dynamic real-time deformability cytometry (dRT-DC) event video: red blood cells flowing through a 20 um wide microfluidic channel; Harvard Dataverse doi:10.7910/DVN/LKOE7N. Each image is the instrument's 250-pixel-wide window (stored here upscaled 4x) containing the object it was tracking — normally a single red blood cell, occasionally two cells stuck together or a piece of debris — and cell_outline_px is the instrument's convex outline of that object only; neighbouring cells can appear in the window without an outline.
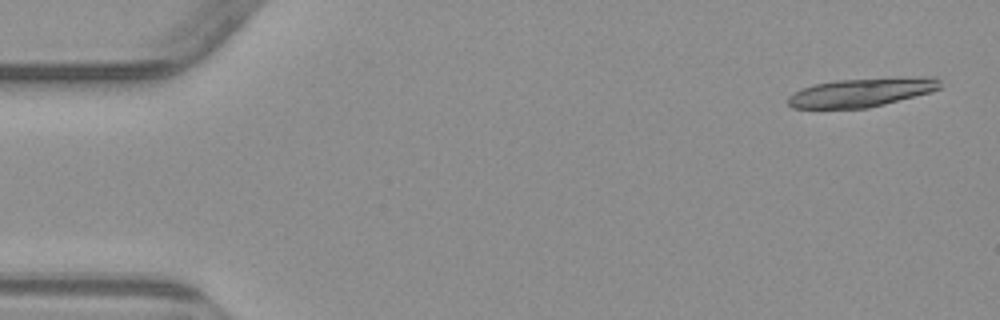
{"species": "common noctule bat (a hibernating species)", "species_latin": "Nyctalus noctula", "temperature_condition": "warm", "stored_images_in_passage": 6, "segment_of_instrument_passage": [1, 2], "camera_frame_rate_fps": 3000, "um_per_image_px": 0.085, "animal": {"sex": "male", "body_mass_g": 23.1, "forearm_length_mm": 52.7}, "frame": {"image": 1, "passage_image": 1, "time_ms": 0.0, "image_size_px": [1000, 320], "cell_outline_px": [[940, 88], [928, 92], [884, 104], [868, 108], [792, 108], [788, 104], [788, 96], [800, 88], [812, 84], [836, 80], [904, 76], [936, 76], [940, 80]], "centroid_in_image_um": [73.23, 7.82], "position_along_channel_um": 11.8, "area_um2": 25.78}}